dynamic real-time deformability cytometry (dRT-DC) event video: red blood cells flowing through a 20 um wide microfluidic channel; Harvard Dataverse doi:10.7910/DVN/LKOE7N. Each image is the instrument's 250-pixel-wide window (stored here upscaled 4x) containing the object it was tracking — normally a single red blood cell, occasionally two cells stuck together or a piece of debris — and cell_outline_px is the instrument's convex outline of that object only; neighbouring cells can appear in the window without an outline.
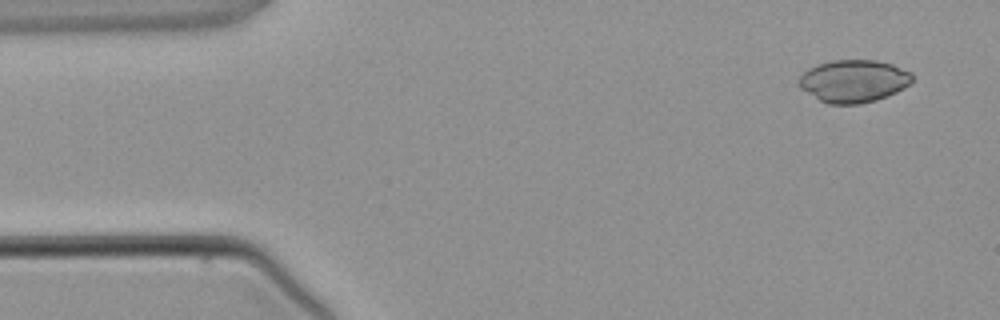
{"species": "common noctule bat (a hibernating species)", "species_latin": "Nyctalus noctula", "temperature_condition": "warm", "stored_images_in_passage": 3, "camera_frame_rate_fps": 3000, "um_per_image_px": 0.085, "animal": {"sex": "male", "body_mass_g": 21.5, "forearm_length_mm": 52.0}, "frame": {"image": 1, "passage_image": 1, "time_ms": 0.0, "image_size_px": [1000, 320], "cell_outline_px": [[912, 80], [904, 88], [896, 92], [876, 100], [860, 104], [828, 104], [820, 100], [800, 88], [800, 76], [808, 68], [832, 60], [876, 60], [892, 64], [912, 72]], "centroid_in_image_um": [72.57, 6.89], "position_along_channel_um": 12.4, "area_um2": 27.92}}
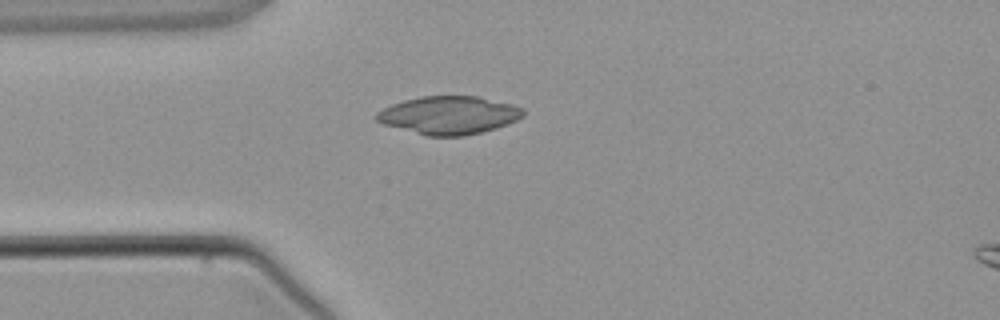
{"frame": {"image": 2, "passage_image": 3, "time_ms": 2.667, "image_size_px": [1000, 320], "cell_outline_px": [[524, 116], [508, 124], [496, 128], [464, 136], [424, 136], [384, 124], [376, 120], [372, 116], [376, 112], [392, 104], [404, 100], [420, 96], [476, 96], [512, 104], [524, 108]], "centroid_in_image_um": [38.14, 9.79], "position_along_channel_um": 46.9, "area_um2": 32.66}}